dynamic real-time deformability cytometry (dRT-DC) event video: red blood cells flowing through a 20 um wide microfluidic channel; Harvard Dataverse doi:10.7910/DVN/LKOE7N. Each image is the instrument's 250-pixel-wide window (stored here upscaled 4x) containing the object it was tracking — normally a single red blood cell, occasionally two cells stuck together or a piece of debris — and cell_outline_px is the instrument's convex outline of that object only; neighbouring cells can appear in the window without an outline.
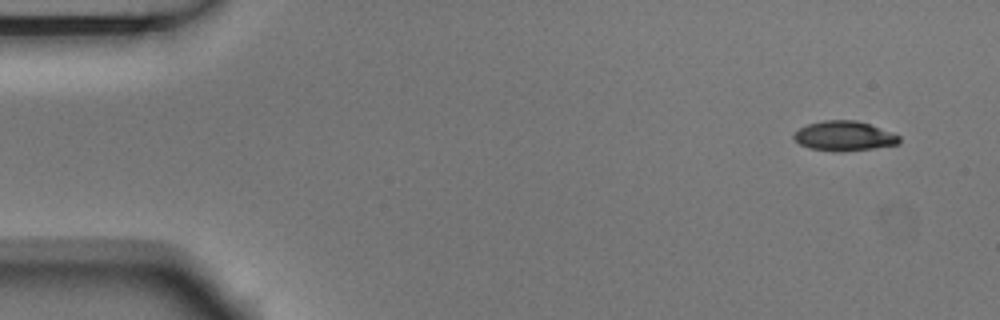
{"species": "Egyptian fruit bat (a non-hibernating species)", "species_latin": "Rousettus aegyptiacus", "temperature_condition": "room temperature", "stored_images_in_passage": 5, "camera_frame_rate_fps": 3000, "um_per_image_px": 0.085, "animal": {"sex": "male"}, "frame": {"image": 1, "passage_image": 1, "time_ms": 0.0, "image_size_px": [1000, 320], "cell_outline_px": [[900, 144], [872, 148], [840, 152], [836, 152], [808, 148], [800, 144], [792, 136], [800, 128], [808, 124], [824, 120], [856, 120], [868, 124], [900, 136]], "centroid_in_image_um": [71.73, 11.57], "position_along_channel_um": 13.3, "area_um2": 18.09}}